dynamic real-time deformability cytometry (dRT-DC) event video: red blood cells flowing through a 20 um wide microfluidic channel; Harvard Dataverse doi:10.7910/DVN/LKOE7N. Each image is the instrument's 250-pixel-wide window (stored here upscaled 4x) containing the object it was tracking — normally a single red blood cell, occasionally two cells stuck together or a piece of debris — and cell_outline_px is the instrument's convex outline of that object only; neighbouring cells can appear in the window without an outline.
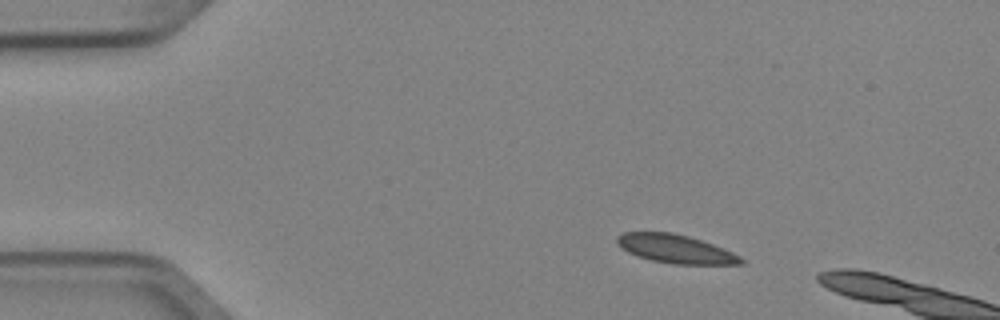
{"species": "Egyptian fruit bat (a non-hibernating species)", "species_latin": "Rousettus aegyptiacus", "temperature_condition": "cold", "stored_images_in_passage": 4, "camera_frame_rate_fps": 3000, "um_per_image_px": 0.085, "animal": {"sex": "female"}, "frame": {"image": 1, "passage_image": 1, "time_ms": 0.0, "image_size_px": [1000, 320], "cell_outline_px": [[744, 264], [672, 264], [652, 260], [636, 256], [620, 248], [616, 244], [616, 236], [624, 232], [672, 232], [688, 236], [712, 244], [732, 252], [740, 256], [744, 260]], "centroid_in_image_um": [57.37, 21.15], "position_along_channel_um": 27.6, "area_um2": 20.63}}